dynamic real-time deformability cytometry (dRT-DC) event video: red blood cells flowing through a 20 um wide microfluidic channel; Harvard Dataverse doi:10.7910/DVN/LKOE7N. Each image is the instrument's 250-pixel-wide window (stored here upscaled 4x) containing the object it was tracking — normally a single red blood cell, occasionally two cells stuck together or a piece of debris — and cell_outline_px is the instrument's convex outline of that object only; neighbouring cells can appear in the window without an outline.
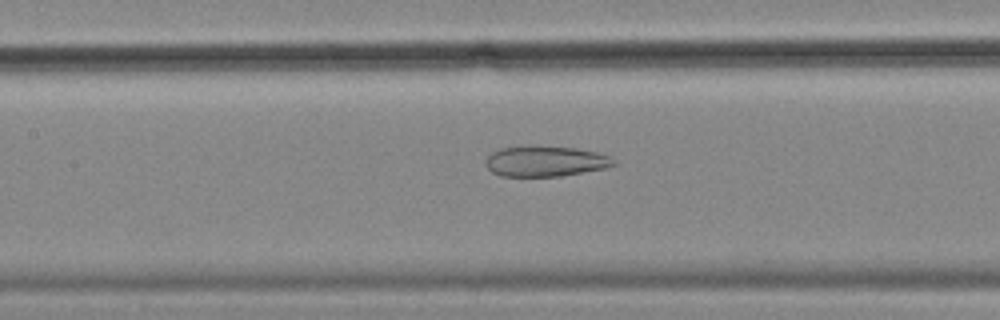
{"species": "common noctule bat (a hibernating species)", "species_latin": "Nyctalus noctula", "temperature_condition": "cold", "stored_images_in_passage": 55, "camera_frame_rate_fps": 3000, "um_per_image_px": 0.085, "animal": {"sex": "female", "body_mass_g": 18.4}, "frame": {"image": 1, "passage_image": 25, "time_ms": 8.0, "image_size_px": [1000, 320], "cell_outline_px": [[616, 164], [604, 168], [560, 176], [500, 176], [492, 172], [484, 164], [484, 160], [492, 152], [500, 148], [576, 148], [596, 152], [608, 156], [616, 160]], "centroid_in_image_um": [46.34, 13.74], "position_along_channel_um": 161.1, "area_um2": 22.02}}
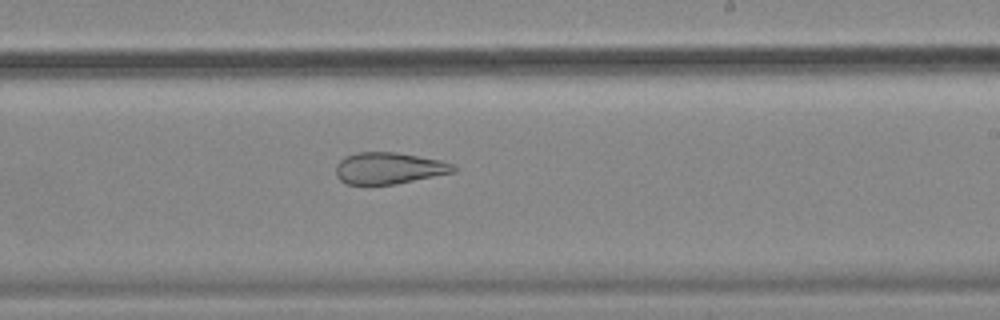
{"frame": {"image": 2, "passage_image": 33, "time_ms": 10.667, "image_size_px": [1000, 320], "cell_outline_px": [[456, 172], [396, 184], [348, 184], [340, 180], [336, 176], [336, 164], [344, 156], [356, 152], [396, 152], [440, 160], [456, 164]], "centroid_in_image_um": [33.07, 14.29], "position_along_channel_um": 255.9, "area_um2": 21.79}}
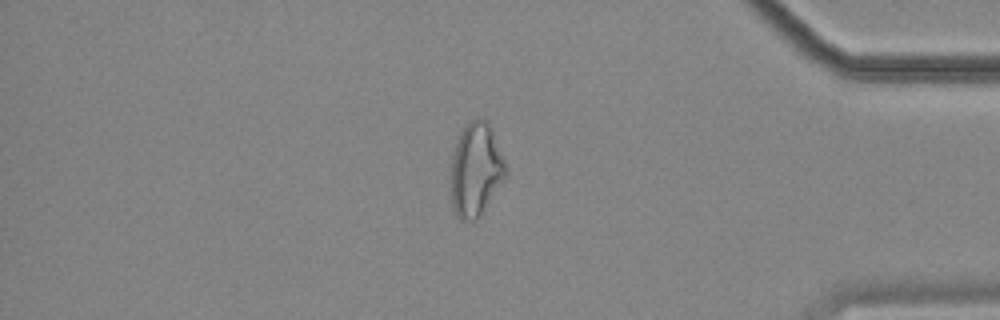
{"frame": {"image": 3, "passage_image": 47, "time_ms": 15.333, "image_size_px": [1000, 320], "cell_outline_px": [[508, 172], [504, 180], [480, 216], [476, 220], [460, 220], [456, 216], [452, 208], [452, 156], [456, 140], [460, 132], [476, 116], [488, 120], [508, 168]], "centroid_in_image_um": [40.46, 14.41], "position_along_channel_um": 394.7, "area_um2": 30.0}}